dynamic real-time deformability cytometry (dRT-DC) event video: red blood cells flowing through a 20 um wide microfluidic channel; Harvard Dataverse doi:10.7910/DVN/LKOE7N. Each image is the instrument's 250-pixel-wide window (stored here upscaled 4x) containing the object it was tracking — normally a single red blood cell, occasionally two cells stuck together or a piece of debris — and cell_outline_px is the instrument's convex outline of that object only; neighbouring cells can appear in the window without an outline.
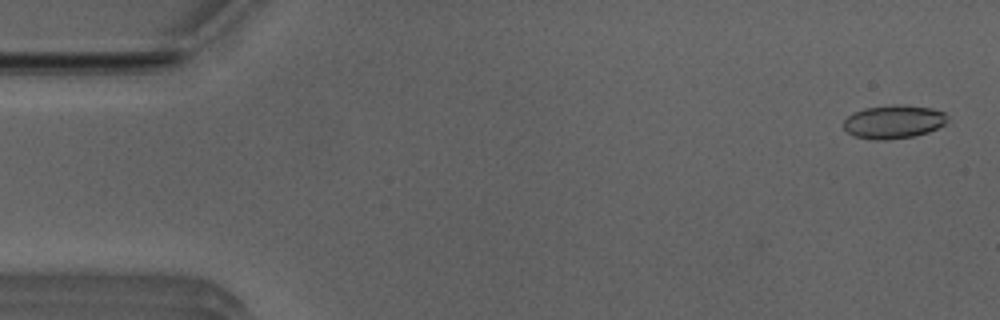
{"species": "Egyptian fruit bat (a non-hibernating species)", "species_latin": "Rousettus aegyptiacus", "temperature_condition": "room temperature", "stored_images_in_passage": 51, "camera_frame_rate_fps": 3000, "um_per_image_px": 0.085, "animal": {"sex": "male"}, "frame": {"image": 1, "passage_image": 1, "time_ms": 0.0, "image_size_px": [1000, 320], "cell_outline_px": [[948, 120], [944, 124], [928, 132], [912, 136], [884, 140], [872, 140], [852, 136], [844, 128], [844, 120], [848, 116], [864, 108], [892, 104], [904, 104], [932, 108], [944, 112], [948, 116]], "centroid_in_image_um": [75.95, 10.34], "position_along_channel_um": 9.0, "area_um2": 20.35}}
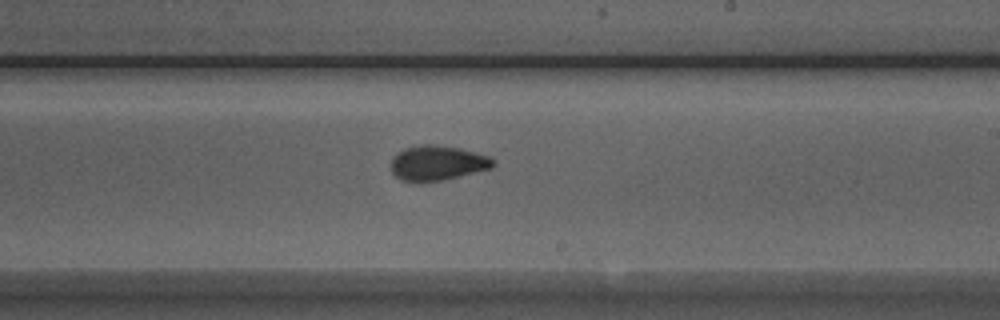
{"frame": {"image": 2, "passage_image": 29, "time_ms": 9.333, "image_size_px": [1000, 320], "cell_outline_px": [[496, 164], [492, 168], [444, 180], [420, 184], [400, 180], [392, 172], [392, 156], [396, 152], [404, 148], [424, 144], [432, 144], [460, 148], [488, 156], [496, 160]], "centroid_in_image_um": [37.16, 13.88], "position_along_channel_um": 251.8, "area_um2": 21.21}}
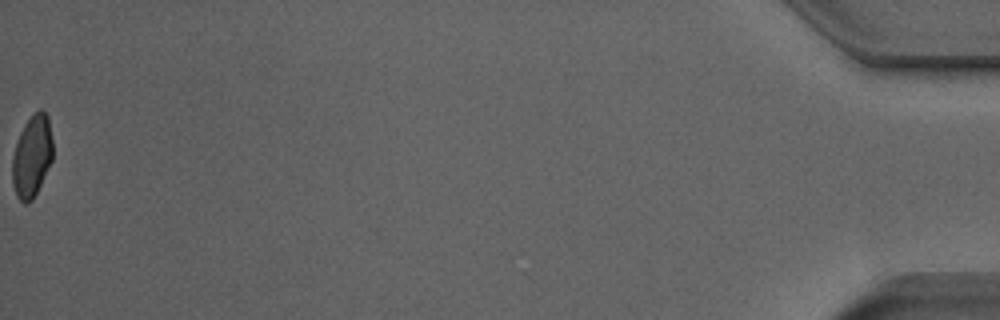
{"frame": {"image": 3, "passage_image": 51, "time_ms": 16.667, "image_size_px": [1000, 320], "cell_outline_px": [[52, 160], [32, 200], [28, 204], [24, 204], [16, 196], [12, 184], [12, 156], [16, 140], [24, 124], [32, 112], [40, 108], [48, 116], [52, 140]], "centroid_in_image_um": [2.69, 13.25], "position_along_channel_um": 432.5, "area_um2": 19.54}, "authors_computed_cell_mechanics": {"area_um2": 20.3456, "velocity_mm_per_s": 3.959, "shape_relaxation_time_tau1_ms": null, "shape_relaxation_time_tau2_ms": 1.2385, "deformation_change_tau1": null, "deformation_change_tau2": 0.0575}}